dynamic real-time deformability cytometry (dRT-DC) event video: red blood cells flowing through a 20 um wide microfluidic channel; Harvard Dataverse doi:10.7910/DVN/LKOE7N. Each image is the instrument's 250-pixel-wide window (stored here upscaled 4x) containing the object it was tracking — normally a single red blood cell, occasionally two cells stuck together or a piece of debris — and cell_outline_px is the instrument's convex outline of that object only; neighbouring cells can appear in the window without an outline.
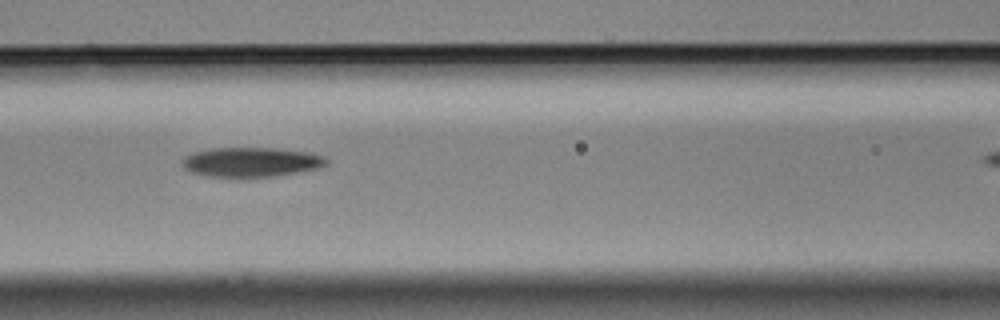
{"species": "Egyptian fruit bat (a non-hibernating species)", "species_latin": "Rousettus aegyptiacus", "temperature_condition": "cold", "stored_images_in_passage": 6, "segment_of_instrument_passage": [1, 2], "camera_frame_rate_fps": 3000, "um_per_image_px": 0.085, "animal": {"sex": "male"}, "frame": {"image": 1, "passage_image": 4, "time_ms": 1.0, "image_size_px": [1000, 320], "cell_outline_px": [[328, 164], [316, 168], [300, 172], [276, 176], [208, 176], [192, 172], [184, 168], [180, 164], [180, 160], [184, 156], [192, 152], [212, 148], [272, 148], [308, 152], [324, 156], [328, 160]], "centroid_in_image_um": [21.32, 13.76], "position_along_channel_um": 145.3, "area_um2": 24.74}}
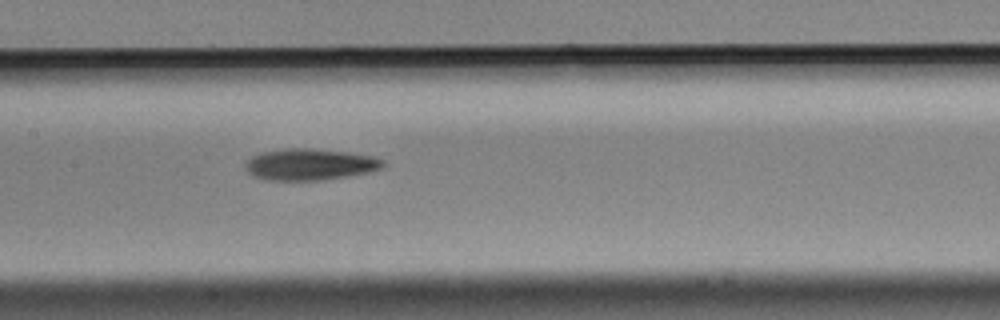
{"frame": {"image": 2, "passage_image": 5, "time_ms": 1.333, "image_size_px": [1000, 320], "cell_outline_px": [[388, 164], [384, 168], [368, 172], [348, 176], [324, 180], [268, 180], [252, 176], [244, 168], [244, 164], [252, 156], [264, 152], [288, 148], [308, 148], [348, 152], [372, 156], [384, 160]], "centroid_in_image_um": [26.37, 13.98], "position_along_channel_um": 181.0, "area_um2": 25.37}}